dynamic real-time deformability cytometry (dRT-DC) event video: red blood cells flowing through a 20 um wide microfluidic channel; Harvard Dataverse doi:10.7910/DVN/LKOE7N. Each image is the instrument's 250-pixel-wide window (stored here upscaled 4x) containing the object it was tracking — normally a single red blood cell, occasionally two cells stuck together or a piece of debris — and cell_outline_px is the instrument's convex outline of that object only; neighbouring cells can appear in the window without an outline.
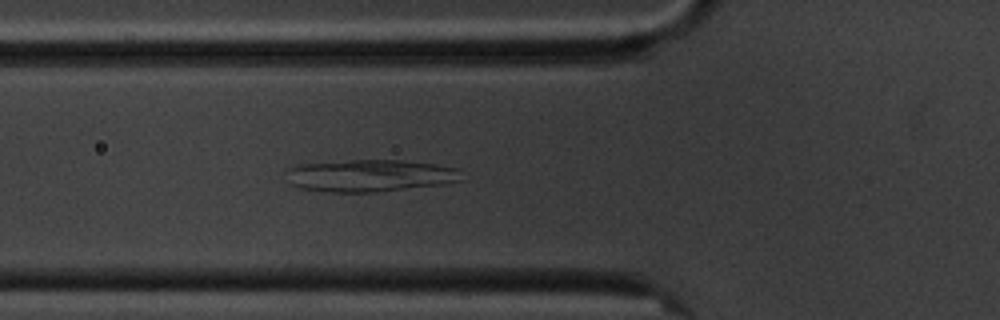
{"species": "common noctule bat (a hibernating species)", "species_latin": "Nyctalus noctula", "temperature_condition": "cold", "stored_images_in_passage": 5, "camera_frame_rate_fps": 3000, "um_per_image_px": 0.085, "animal": {"sex": "male", "body_mass_g": 20.1, "forearm_length_mm": 53.5}, "frame": {"image": 1, "passage_image": 5, "time_ms": 5.333, "image_size_px": [1000, 320], "cell_outline_px": [[464, 180], [448, 184], [372, 192], [324, 192], [300, 188], [292, 184], [288, 168], [300, 164], [352, 160], [404, 160], [436, 164], [456, 168]], "centroid_in_image_um": [31.52, 14.93], "position_along_channel_um": 94.3, "area_um2": 32.77}}